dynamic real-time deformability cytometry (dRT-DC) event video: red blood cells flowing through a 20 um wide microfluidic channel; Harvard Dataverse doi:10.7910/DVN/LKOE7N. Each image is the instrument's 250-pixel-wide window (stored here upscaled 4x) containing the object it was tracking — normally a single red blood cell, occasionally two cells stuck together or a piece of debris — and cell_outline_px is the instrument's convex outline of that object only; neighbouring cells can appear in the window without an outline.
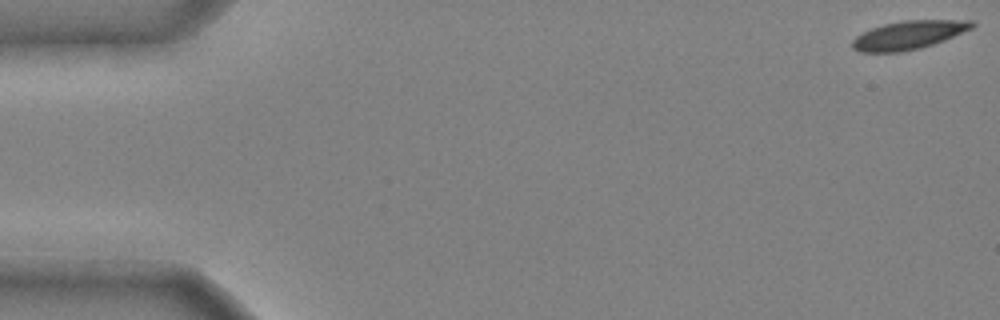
{"species": "common noctule bat (a hibernating species)", "species_latin": "Nyctalus noctula", "temperature_condition": "cold", "stored_images_in_passage": 44, "camera_frame_rate_fps": 3000, "um_per_image_px": 0.085, "animal": {"sex": "male", "body_mass_g": 20.4}, "frame": {"image": 1, "passage_image": 1, "time_ms": 0.0, "image_size_px": [1000, 320], "cell_outline_px": [[976, 24], [972, 28], [944, 40], [920, 48], [900, 52], [860, 52], [852, 48], [852, 40], [856, 36], [872, 28], [884, 24], [904, 20], [972, 20]], "centroid_in_image_um": [77.23, 2.98], "position_along_channel_um": 7.8, "area_um2": 19.71}}
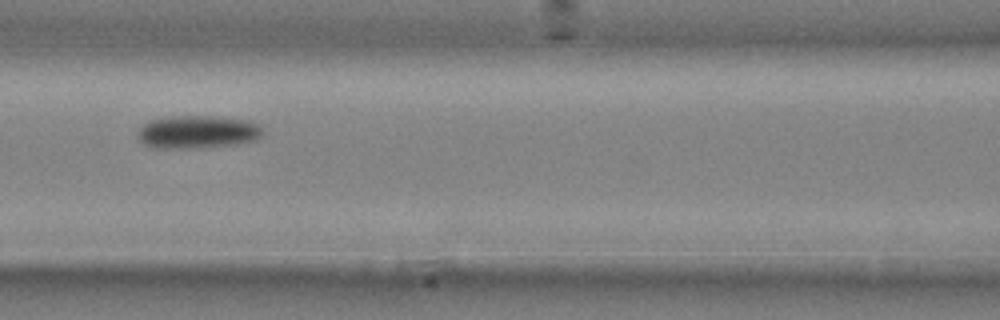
{"frame": {"image": 2, "passage_image": 22, "time_ms": 7.0, "image_size_px": [1000, 320], "cell_outline_px": [[264, 132], [256, 140], [236, 144], [188, 148], [152, 148], [144, 144], [136, 136], [140, 128], [144, 124], [152, 120], [176, 116], [216, 116], [252, 120], [264, 128]], "centroid_in_image_um": [16.84, 11.21], "position_along_channel_um": 149.8, "area_um2": 24.1}}
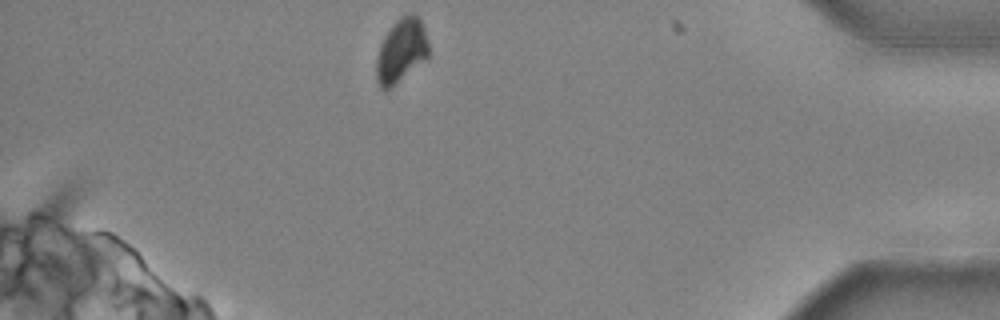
{"frame": {"image": 3, "passage_image": 44, "time_ms": 14.333, "image_size_px": [1000, 320], "cell_outline_px": [[428, 60], [388, 88], [380, 88], [376, 80], [376, 60], [380, 44], [384, 36], [392, 24], [400, 16], [412, 12], [420, 20], [424, 28], [428, 40]], "centroid_in_image_um": [34.12, 4.28], "position_along_channel_um": 401.1, "area_um2": 19.54}, "authors_computed_cell_mechanics": {"area_um2": 21.9929, "velocity_mm_per_s": 3.953, "shape_relaxation_time_tau1_ms": 2.705, "shape_relaxation_time_tau2_ms": null, "deformation_change_tau1": 0.0942, "deformation_change_tau2": null}}